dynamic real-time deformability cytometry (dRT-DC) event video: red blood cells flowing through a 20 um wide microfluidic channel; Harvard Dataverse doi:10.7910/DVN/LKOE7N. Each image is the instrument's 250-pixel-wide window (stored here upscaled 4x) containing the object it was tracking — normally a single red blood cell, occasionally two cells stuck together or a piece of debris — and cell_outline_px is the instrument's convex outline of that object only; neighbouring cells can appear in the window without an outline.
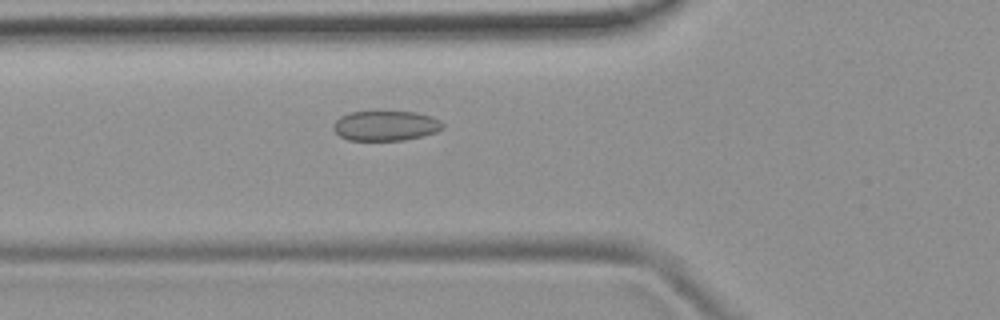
{"species": "common noctule bat (a hibernating species)", "species_latin": "Nyctalus noctula", "temperature_condition": "room temperature", "stored_images_in_passage": 51, "camera_frame_rate_fps": 3000, "um_per_image_px": 0.085, "animal": {"sex": "female", "body_mass_g": 19.9}, "frame": {"image": 1, "passage_image": 17, "time_ms": 5.333, "image_size_px": [1000, 320], "cell_outline_px": [[444, 128], [436, 132], [404, 140], [348, 140], [340, 136], [332, 128], [332, 124], [340, 116], [348, 112], [416, 112], [432, 116], [440, 120], [444, 124]], "centroid_in_image_um": [32.77, 10.68], "position_along_channel_um": 93.0, "area_um2": 19.13}}
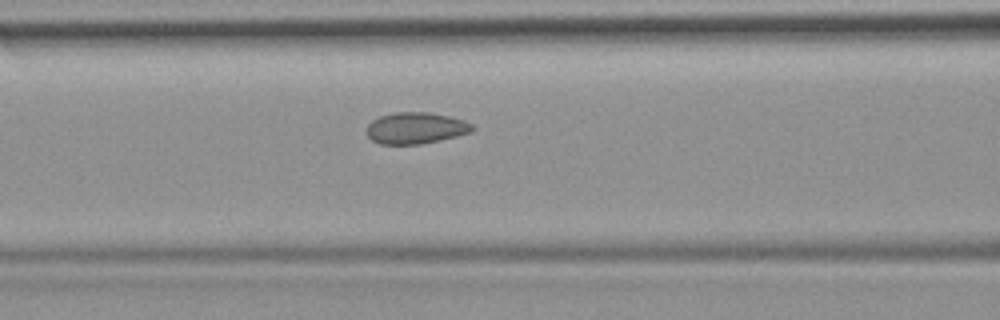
{"frame": {"image": 2, "passage_image": 20, "time_ms": 6.333, "image_size_px": [1000, 320], "cell_outline_px": [[476, 128], [472, 132], [440, 140], [420, 144], [380, 144], [372, 140], [368, 136], [368, 124], [372, 120], [380, 116], [396, 112], [432, 112], [464, 120], [472, 124]], "centroid_in_image_um": [35.37, 10.88], "position_along_channel_um": 131.2, "area_um2": 19.36}}
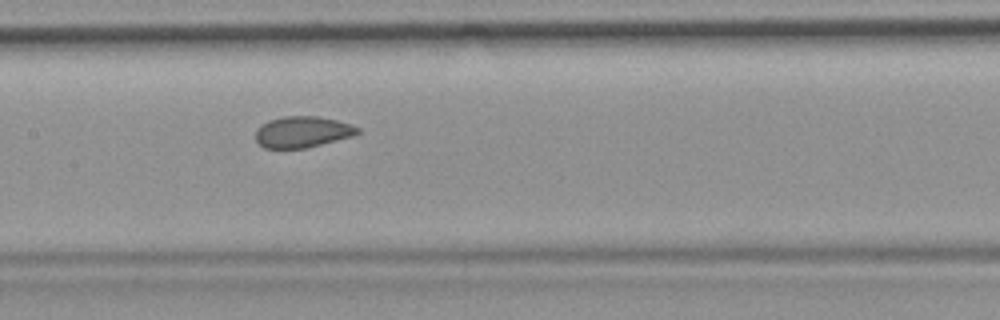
{"frame": {"image": 3, "passage_image": 24, "time_ms": 7.667, "image_size_px": [1000, 320], "cell_outline_px": [[360, 132], [352, 136], [304, 148], [264, 148], [256, 140], [256, 128], [260, 124], [268, 120], [284, 116], [316, 116], [336, 120], [352, 124], [360, 128]], "centroid_in_image_um": [25.69, 11.2], "position_along_channel_um": 181.7, "area_um2": 18.5}, "authors_computed_cell_mechanics": {"area_um2": 19.363, "velocity_mm_per_s": 3.7935, "shape_relaxation_time_tau1_ms": null, "shape_relaxation_time_tau2_ms": 1.1136, "deformation_change_tau1": null, "deformation_change_tau2": 0.0505}}